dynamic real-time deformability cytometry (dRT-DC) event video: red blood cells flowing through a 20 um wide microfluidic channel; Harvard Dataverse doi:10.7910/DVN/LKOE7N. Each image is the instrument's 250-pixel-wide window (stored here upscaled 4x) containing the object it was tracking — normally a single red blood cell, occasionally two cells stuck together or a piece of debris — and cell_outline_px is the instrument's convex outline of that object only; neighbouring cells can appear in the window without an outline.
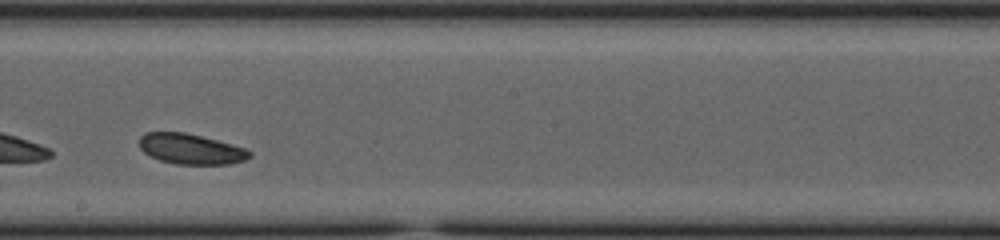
{"species": "common noctule bat (a hibernating species)", "species_latin": "Nyctalus noctula", "temperature_condition": "cold", "stored_images_in_passage": 33, "camera_frame_rate_fps": 3000, "um_per_image_px": 0.085, "animal": {"sex": "female", "body_mass_g": 23.0, "forearm_length_mm": 53.4}, "frame": {"image": 1, "passage_image": 19, "time_ms": 6.0, "image_size_px": [1000, 240], "cell_outline_px": [[252, 156], [244, 160], [228, 164], [176, 164], [160, 160], [144, 152], [140, 148], [140, 136], [144, 132], [184, 132], [232, 144], [244, 148], [252, 152]], "centroid_in_image_um": [16.22, 12.66], "position_along_channel_um": 232.0, "area_um2": 19.36}, "authors_computed_cell_mechanics": {"area_um2": 19.9988, "velocity_mm_per_s": 3.6036, "shape_relaxation_time_tau1_ms": 1.3597, "shape_relaxation_time_tau2_ms": null, "deformation_change_tau1": 0.0711, "deformation_change_tau2": null}}